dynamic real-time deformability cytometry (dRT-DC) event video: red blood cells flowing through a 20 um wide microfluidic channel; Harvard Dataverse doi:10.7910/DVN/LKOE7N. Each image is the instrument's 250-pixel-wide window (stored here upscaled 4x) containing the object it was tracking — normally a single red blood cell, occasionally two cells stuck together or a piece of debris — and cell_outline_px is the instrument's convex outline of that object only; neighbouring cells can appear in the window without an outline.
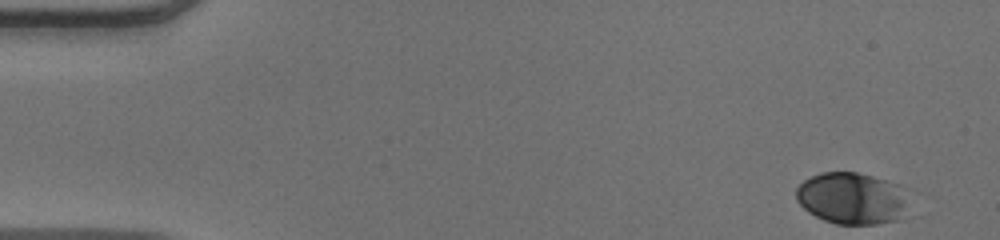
{"species": "human", "species_latin": "Homo sapiens", "temperature_condition": "warm", "stored_images_in_passage": 49, "camera_frame_rate_fps": 3000, "um_per_image_px": 0.085, "donor": {"sex": "male"}, "frame": {"image": 1, "passage_image": 1, "time_ms": 0.0, "image_size_px": [1000, 240], "cell_outline_px": [[908, 216], [900, 220], [876, 224], [836, 224], [824, 220], [808, 212], [796, 200], [796, 188], [804, 180], [820, 172], [856, 172], [888, 180], [900, 184], [908, 188]], "centroid_in_image_um": [72.52, 16.86], "position_along_channel_um": 12.5, "area_um2": 34.97}}
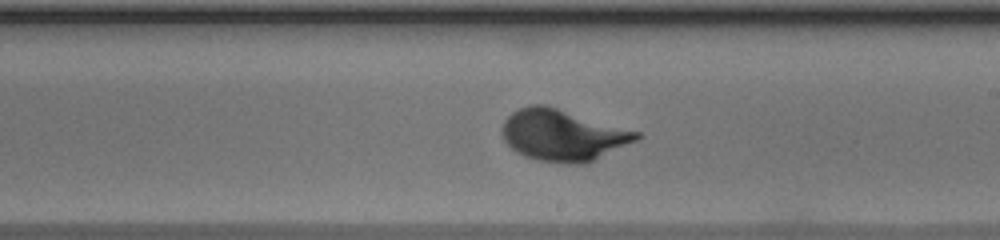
{"frame": {"image": 2, "passage_image": 28, "time_ms": 9.0, "image_size_px": [1000, 240], "cell_outline_px": [[640, 136], [636, 140], [588, 164], [560, 164], [536, 160], [524, 156], [516, 152], [504, 140], [504, 120], [512, 112], [528, 104], [544, 104], [640, 132]], "centroid_in_image_um": [47.84, 11.51], "position_along_channel_um": 241.2, "area_um2": 40.17}}
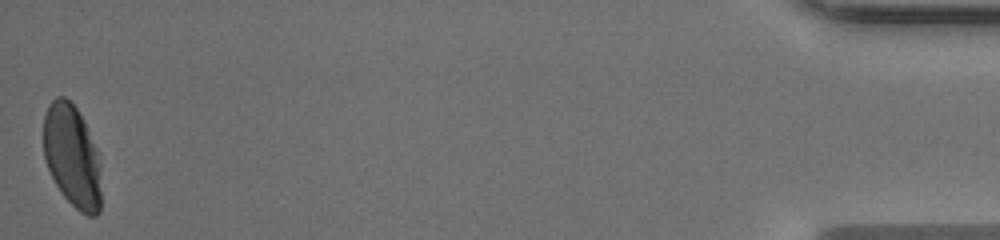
{"frame": {"image": 3, "passage_image": 49, "time_ms": 16.0, "image_size_px": [1000, 240], "cell_outline_px": [[100, 212], [96, 216], [88, 216], [80, 212], [64, 196], [56, 184], [48, 168], [44, 156], [44, 116], [48, 104], [56, 96], [64, 96], [76, 108], [84, 120], [96, 148], [100, 168]], "centroid_in_image_um": [6.13, 13.27], "position_along_channel_um": 429.1, "area_um2": 34.33}, "authors_computed_cell_mechanics": {"area_um2": 36.8764, "velocity_mm_per_s": 4.0192, "shape_relaxation_time_tau1_ms": 2.4261, "shape_relaxation_time_tau2_ms": null, "deformation_change_tau1": 0.17, "deformation_change_tau2": null}}